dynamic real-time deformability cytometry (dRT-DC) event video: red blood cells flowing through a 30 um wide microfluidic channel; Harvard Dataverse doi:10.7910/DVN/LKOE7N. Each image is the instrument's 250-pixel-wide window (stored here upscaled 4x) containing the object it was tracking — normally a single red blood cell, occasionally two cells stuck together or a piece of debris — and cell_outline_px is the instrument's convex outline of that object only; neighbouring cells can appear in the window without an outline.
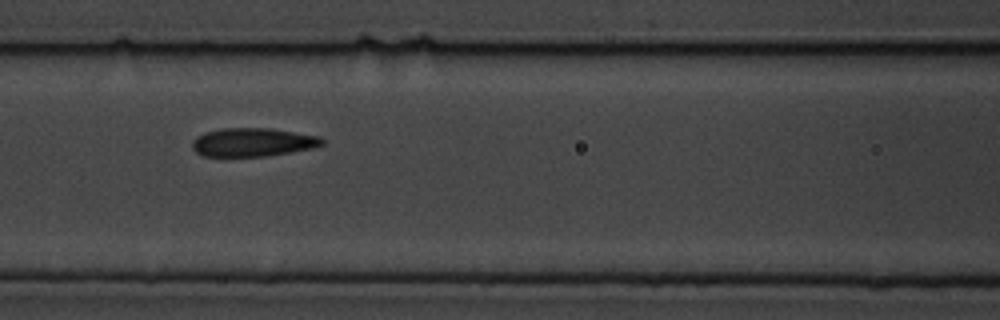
{"species": "common noctule bat (a hibernating species)", "species_latin": "Nyctalus noctula", "temperature_condition": "cold", "stored_images_in_passage": 8, "camera_frame_rate_fps": 3000, "um_per_image_px": 0.085, "animal": {"sex": "male", "body_mass_g": 19.5, "forearm_length_mm": 54.6}, "frame": {"image": 1, "passage_image": 8, "time_ms": 8.0, "image_size_px": [1000, 320], "cell_outline_px": [[324, 144], [316, 148], [264, 156], [224, 160], [204, 156], [196, 152], [192, 148], [192, 140], [196, 136], [204, 132], [220, 128], [272, 128], [320, 136], [324, 140]], "centroid_in_image_um": [21.42, 12.13], "position_along_channel_um": 145.2, "area_um2": 22.66}}